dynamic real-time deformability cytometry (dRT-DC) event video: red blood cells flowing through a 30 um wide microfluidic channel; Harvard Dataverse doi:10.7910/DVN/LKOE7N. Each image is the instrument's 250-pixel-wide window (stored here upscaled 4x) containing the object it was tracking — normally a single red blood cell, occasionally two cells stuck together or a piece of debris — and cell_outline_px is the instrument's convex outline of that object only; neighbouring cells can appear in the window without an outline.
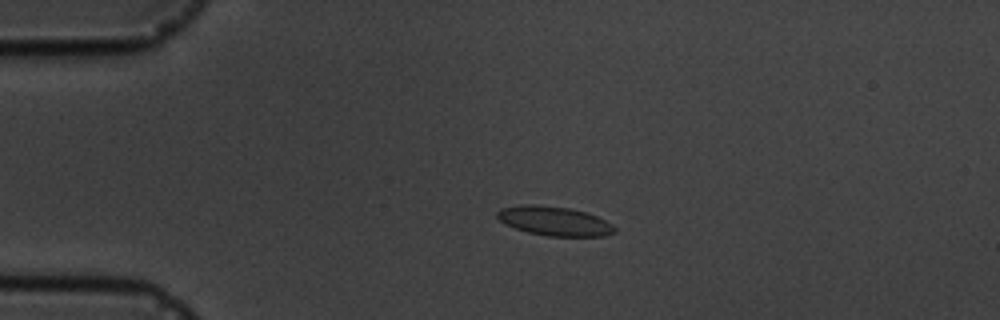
{"species": "common noctule bat (a hibernating species)", "species_latin": "Nyctalus noctula", "temperature_condition": "cold", "stored_images_in_passage": 4, "camera_frame_rate_fps": 3000, "um_per_image_px": 0.085, "animal": {"sex": "male", "body_mass_g": 19.5, "forearm_length_mm": 54.6}, "frame": {"image": 1, "passage_image": 3, "time_ms": 2.333, "image_size_px": [1000, 320], "cell_outline_px": [[616, 232], [604, 236], [548, 236], [528, 232], [516, 228], [500, 220], [496, 216], [496, 212], [500, 208], [520, 204], [536, 204], [568, 208], [584, 212], [596, 216], [612, 224], [616, 228]], "centroid_in_image_um": [47.11, 18.78], "position_along_channel_um": 37.9, "area_um2": 19.88}}